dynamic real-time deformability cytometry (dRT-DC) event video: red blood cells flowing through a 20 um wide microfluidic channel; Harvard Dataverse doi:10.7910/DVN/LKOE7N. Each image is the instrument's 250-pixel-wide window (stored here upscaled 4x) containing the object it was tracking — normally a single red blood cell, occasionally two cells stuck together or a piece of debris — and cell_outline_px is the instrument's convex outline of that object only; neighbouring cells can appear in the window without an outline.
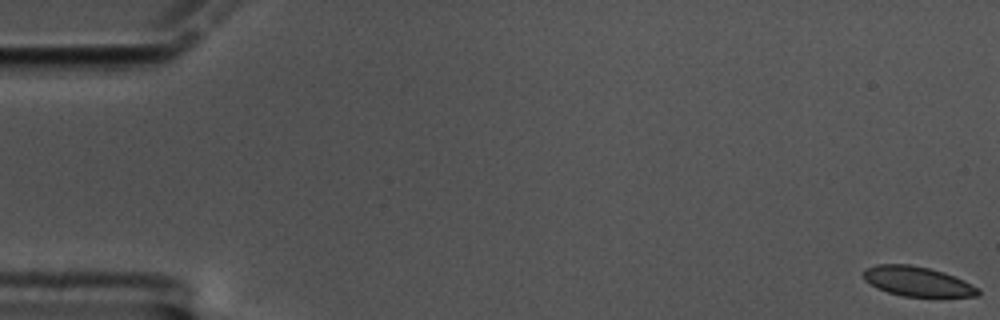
{"species": "common noctule bat (a hibernating species)", "species_latin": "Nyctalus noctula", "temperature_condition": "cold", "stored_images_in_passage": 61, "camera_frame_rate_fps": 3000, "um_per_image_px": 0.085, "animal": {"sex": "male", "body_mass_g": 17.5, "forearm_length_mm": 52.3}, "frame": {"image": 1, "passage_image": 1, "time_ms": 0.0, "image_size_px": [1000, 320], "cell_outline_px": [[980, 296], [904, 296], [888, 292], [876, 288], [864, 280], [864, 268], [876, 264], [908, 264], [928, 268], [944, 272], [964, 280], [980, 288]], "centroid_in_image_um": [77.97, 23.91], "position_along_channel_um": 7.0, "area_um2": 19.83}}
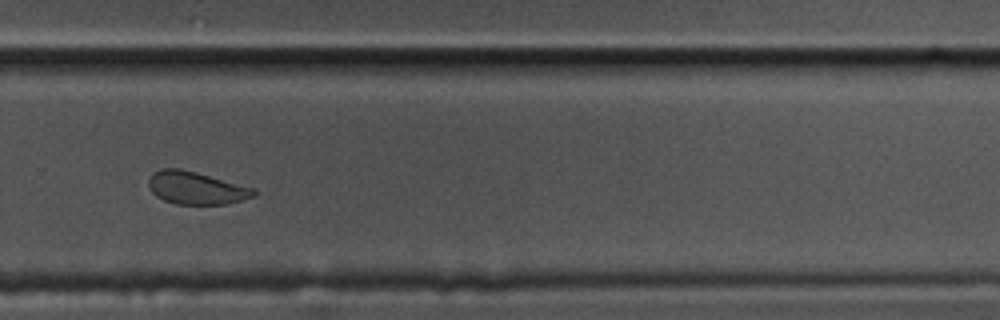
{"frame": {"image": 2, "passage_image": 42, "time_ms": 13.667, "image_size_px": [1000, 320], "cell_outline_px": [[256, 196], [228, 204], [176, 204], [164, 200], [156, 196], [152, 192], [148, 184], [148, 180], [152, 172], [160, 168], [180, 168], [196, 172], [256, 188]], "centroid_in_image_um": [16.68, 15.97], "position_along_channel_um": 313.1, "area_um2": 20.23}}
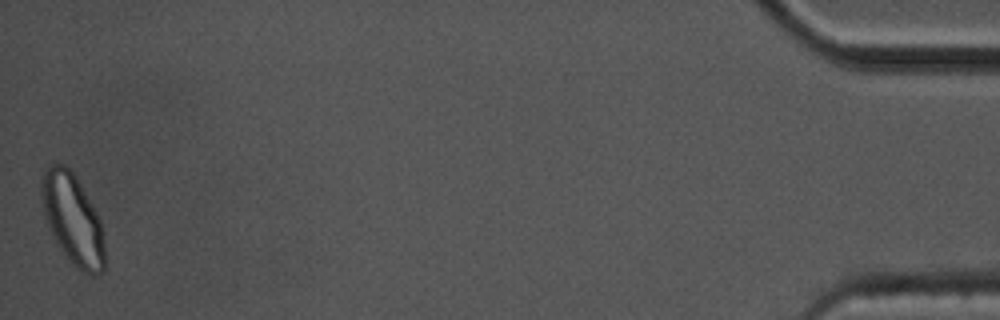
{"frame": {"image": 3, "passage_image": 61, "time_ms": 20.0, "image_size_px": [1000, 320], "cell_outline_px": [[104, 272], [92, 276], [76, 268], [64, 256], [56, 244], [44, 216], [40, 200], [40, 180], [44, 168], [48, 164], [64, 164], [76, 176], [92, 204], [100, 220], [104, 232]], "centroid_in_image_um": [6.15, 18.63], "position_along_channel_um": 429.1, "area_um2": 34.04}, "authors_computed_cell_mechanics": {"area_um2": 21.1548, "velocity_mm_per_s": 3.3177, "shape_relaxation_time_tau1_ms": 5.1215, "shape_relaxation_time_tau2_ms": 2.3901, "deformation_change_tau1": 0.1138, "deformation_change_tau2": 0.062}}